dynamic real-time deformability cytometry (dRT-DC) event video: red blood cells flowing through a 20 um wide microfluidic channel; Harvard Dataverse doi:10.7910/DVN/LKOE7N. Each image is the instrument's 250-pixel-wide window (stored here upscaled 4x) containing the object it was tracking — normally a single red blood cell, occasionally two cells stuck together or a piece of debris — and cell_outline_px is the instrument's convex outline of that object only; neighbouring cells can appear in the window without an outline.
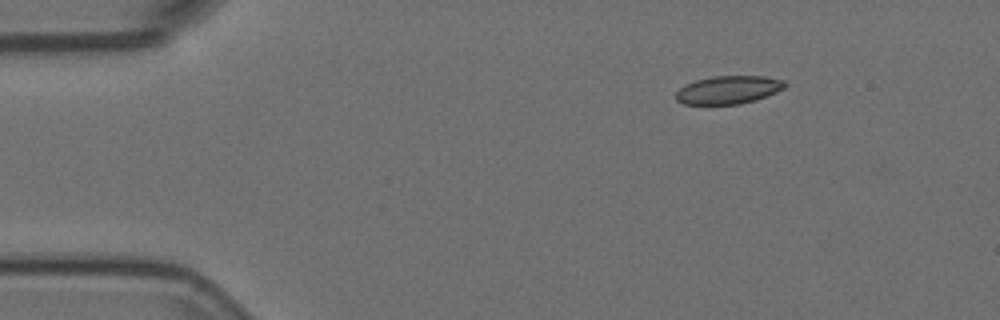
{"species": "Egyptian fruit bat (a non-hibernating species)", "species_latin": "Rousettus aegyptiacus", "temperature_condition": "room temperature", "stored_images_in_passage": 13, "camera_frame_rate_fps": 3000, "um_per_image_px": 0.085, "animal": {"sex": "female"}, "frame": {"image": 1, "passage_image": 1, "time_ms": 0.0, "image_size_px": [1000, 320], "cell_outline_px": [[788, 84], [784, 88], [776, 92], [756, 100], [740, 104], [684, 104], [676, 100], [676, 92], [684, 84], [696, 80], [712, 76], [764, 76], [784, 80]], "centroid_in_image_um": [61.92, 7.63], "position_along_channel_um": 23.1, "area_um2": 17.92}}
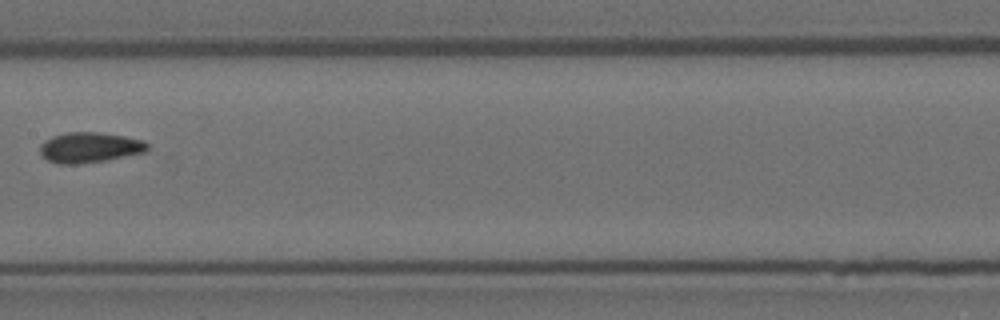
{"frame": {"image": 2, "passage_image": 6, "time_ms": 1.667, "image_size_px": [1000, 320], "cell_outline_px": [[148, 148], [144, 152], [104, 160], [76, 164], [60, 164], [48, 160], [40, 152], [40, 144], [44, 140], [52, 136], [68, 132], [100, 132], [124, 136], [144, 140], [148, 144]], "centroid_in_image_um": [7.6, 12.52], "position_along_channel_um": 199.8, "area_um2": 18.84}}
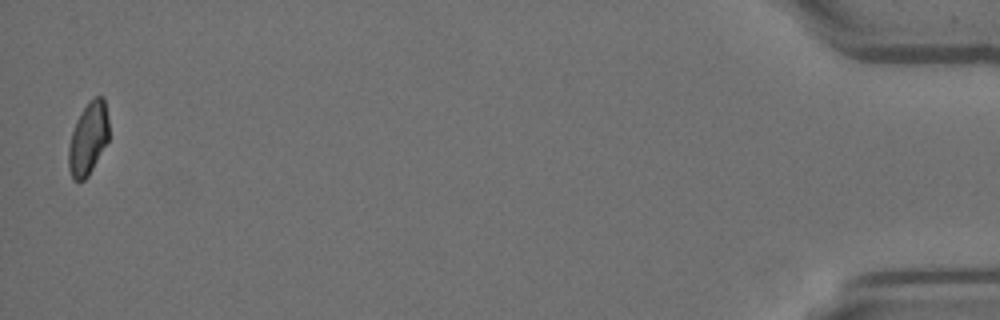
{"frame": {"image": 3, "passage_image": 13, "time_ms": 4.0, "image_size_px": [1000, 320], "cell_outline_px": [[108, 140], [88, 176], [84, 180], [72, 180], [68, 168], [68, 148], [72, 132], [76, 120], [84, 108], [96, 96], [104, 96], [108, 120]], "centroid_in_image_um": [7.48, 11.8], "position_along_channel_um": 427.7, "area_um2": 16.82}}